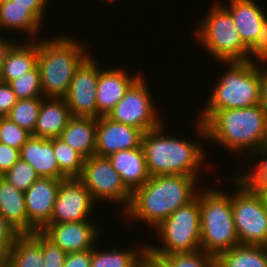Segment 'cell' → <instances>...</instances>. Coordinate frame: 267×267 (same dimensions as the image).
I'll return each instance as SVG.
<instances>
[{
  "label": "cell",
  "mask_w": 267,
  "mask_h": 267,
  "mask_svg": "<svg viewBox=\"0 0 267 267\" xmlns=\"http://www.w3.org/2000/svg\"><path fill=\"white\" fill-rule=\"evenodd\" d=\"M195 125L202 140H211L234 154L248 150L246 155L252 158L255 151L267 146V109L262 104L228 110H202Z\"/></svg>",
  "instance_id": "1"
},
{
  "label": "cell",
  "mask_w": 267,
  "mask_h": 267,
  "mask_svg": "<svg viewBox=\"0 0 267 267\" xmlns=\"http://www.w3.org/2000/svg\"><path fill=\"white\" fill-rule=\"evenodd\" d=\"M199 177L158 175L150 178L132 193L126 219L142 221L153 228L168 218L179 207L192 201L201 187Z\"/></svg>",
  "instance_id": "2"
},
{
  "label": "cell",
  "mask_w": 267,
  "mask_h": 267,
  "mask_svg": "<svg viewBox=\"0 0 267 267\" xmlns=\"http://www.w3.org/2000/svg\"><path fill=\"white\" fill-rule=\"evenodd\" d=\"M163 126V127H162ZM164 133V125L143 133L141 146L150 176L185 175L199 177L206 154L195 141ZM203 164V165H202Z\"/></svg>",
  "instance_id": "3"
},
{
  "label": "cell",
  "mask_w": 267,
  "mask_h": 267,
  "mask_svg": "<svg viewBox=\"0 0 267 267\" xmlns=\"http://www.w3.org/2000/svg\"><path fill=\"white\" fill-rule=\"evenodd\" d=\"M86 49L66 35L38 40L37 66L45 98H65L76 69L90 55Z\"/></svg>",
  "instance_id": "4"
},
{
  "label": "cell",
  "mask_w": 267,
  "mask_h": 267,
  "mask_svg": "<svg viewBox=\"0 0 267 267\" xmlns=\"http://www.w3.org/2000/svg\"><path fill=\"white\" fill-rule=\"evenodd\" d=\"M201 250L217 256L238 245L233 213L232 194L217 188L199 191Z\"/></svg>",
  "instance_id": "5"
},
{
  "label": "cell",
  "mask_w": 267,
  "mask_h": 267,
  "mask_svg": "<svg viewBox=\"0 0 267 267\" xmlns=\"http://www.w3.org/2000/svg\"><path fill=\"white\" fill-rule=\"evenodd\" d=\"M221 63L228 67L216 80L203 110H228L261 104L259 64L249 60Z\"/></svg>",
  "instance_id": "6"
},
{
  "label": "cell",
  "mask_w": 267,
  "mask_h": 267,
  "mask_svg": "<svg viewBox=\"0 0 267 267\" xmlns=\"http://www.w3.org/2000/svg\"><path fill=\"white\" fill-rule=\"evenodd\" d=\"M195 29V37L216 61H248V47L242 42L229 11L216 2Z\"/></svg>",
  "instance_id": "7"
},
{
  "label": "cell",
  "mask_w": 267,
  "mask_h": 267,
  "mask_svg": "<svg viewBox=\"0 0 267 267\" xmlns=\"http://www.w3.org/2000/svg\"><path fill=\"white\" fill-rule=\"evenodd\" d=\"M154 229L163 246L146 244L147 250L153 255L160 257L201 250L199 191L192 201L179 207Z\"/></svg>",
  "instance_id": "8"
},
{
  "label": "cell",
  "mask_w": 267,
  "mask_h": 267,
  "mask_svg": "<svg viewBox=\"0 0 267 267\" xmlns=\"http://www.w3.org/2000/svg\"><path fill=\"white\" fill-rule=\"evenodd\" d=\"M232 213L240 245L267 246V212L260 196L236 175Z\"/></svg>",
  "instance_id": "9"
},
{
  "label": "cell",
  "mask_w": 267,
  "mask_h": 267,
  "mask_svg": "<svg viewBox=\"0 0 267 267\" xmlns=\"http://www.w3.org/2000/svg\"><path fill=\"white\" fill-rule=\"evenodd\" d=\"M78 179L89 190L95 203H118L124 207V211L129 207L132 193L107 157L94 154L86 158Z\"/></svg>",
  "instance_id": "10"
},
{
  "label": "cell",
  "mask_w": 267,
  "mask_h": 267,
  "mask_svg": "<svg viewBox=\"0 0 267 267\" xmlns=\"http://www.w3.org/2000/svg\"><path fill=\"white\" fill-rule=\"evenodd\" d=\"M142 76L130 86L107 117L115 122L136 127L145 133L158 128L162 124V119L152 101L146 79Z\"/></svg>",
  "instance_id": "11"
},
{
  "label": "cell",
  "mask_w": 267,
  "mask_h": 267,
  "mask_svg": "<svg viewBox=\"0 0 267 267\" xmlns=\"http://www.w3.org/2000/svg\"><path fill=\"white\" fill-rule=\"evenodd\" d=\"M91 55L76 69L64 98L74 117L97 119L96 91L100 65Z\"/></svg>",
  "instance_id": "12"
},
{
  "label": "cell",
  "mask_w": 267,
  "mask_h": 267,
  "mask_svg": "<svg viewBox=\"0 0 267 267\" xmlns=\"http://www.w3.org/2000/svg\"><path fill=\"white\" fill-rule=\"evenodd\" d=\"M94 200L89 190L78 178L61 180L50 223L90 221ZM92 211V212H91Z\"/></svg>",
  "instance_id": "13"
},
{
  "label": "cell",
  "mask_w": 267,
  "mask_h": 267,
  "mask_svg": "<svg viewBox=\"0 0 267 267\" xmlns=\"http://www.w3.org/2000/svg\"><path fill=\"white\" fill-rule=\"evenodd\" d=\"M63 179L39 177L25 192L27 234L50 223L56 195Z\"/></svg>",
  "instance_id": "14"
},
{
  "label": "cell",
  "mask_w": 267,
  "mask_h": 267,
  "mask_svg": "<svg viewBox=\"0 0 267 267\" xmlns=\"http://www.w3.org/2000/svg\"><path fill=\"white\" fill-rule=\"evenodd\" d=\"M98 226L90 221L49 223L40 232L65 253L90 250L100 235Z\"/></svg>",
  "instance_id": "15"
},
{
  "label": "cell",
  "mask_w": 267,
  "mask_h": 267,
  "mask_svg": "<svg viewBox=\"0 0 267 267\" xmlns=\"http://www.w3.org/2000/svg\"><path fill=\"white\" fill-rule=\"evenodd\" d=\"M142 136L143 132L136 127L100 116L96 126L95 155L108 157L117 151L140 147Z\"/></svg>",
  "instance_id": "16"
},
{
  "label": "cell",
  "mask_w": 267,
  "mask_h": 267,
  "mask_svg": "<svg viewBox=\"0 0 267 267\" xmlns=\"http://www.w3.org/2000/svg\"><path fill=\"white\" fill-rule=\"evenodd\" d=\"M142 73L129 75L121 68L102 69L97 82V119L107 116Z\"/></svg>",
  "instance_id": "17"
},
{
  "label": "cell",
  "mask_w": 267,
  "mask_h": 267,
  "mask_svg": "<svg viewBox=\"0 0 267 267\" xmlns=\"http://www.w3.org/2000/svg\"><path fill=\"white\" fill-rule=\"evenodd\" d=\"M224 7L231 14L242 42L249 47L259 36L267 12L255 0H229Z\"/></svg>",
  "instance_id": "18"
},
{
  "label": "cell",
  "mask_w": 267,
  "mask_h": 267,
  "mask_svg": "<svg viewBox=\"0 0 267 267\" xmlns=\"http://www.w3.org/2000/svg\"><path fill=\"white\" fill-rule=\"evenodd\" d=\"M107 158L131 193L142 187L150 178L142 146L117 151Z\"/></svg>",
  "instance_id": "19"
},
{
  "label": "cell",
  "mask_w": 267,
  "mask_h": 267,
  "mask_svg": "<svg viewBox=\"0 0 267 267\" xmlns=\"http://www.w3.org/2000/svg\"><path fill=\"white\" fill-rule=\"evenodd\" d=\"M20 159L29 163L39 177L66 179L53 152V139L30 136L20 149Z\"/></svg>",
  "instance_id": "20"
},
{
  "label": "cell",
  "mask_w": 267,
  "mask_h": 267,
  "mask_svg": "<svg viewBox=\"0 0 267 267\" xmlns=\"http://www.w3.org/2000/svg\"><path fill=\"white\" fill-rule=\"evenodd\" d=\"M73 116L63 98H43L32 136L42 139L60 137Z\"/></svg>",
  "instance_id": "21"
},
{
  "label": "cell",
  "mask_w": 267,
  "mask_h": 267,
  "mask_svg": "<svg viewBox=\"0 0 267 267\" xmlns=\"http://www.w3.org/2000/svg\"><path fill=\"white\" fill-rule=\"evenodd\" d=\"M15 43L6 54L0 70V81H10L27 74L37 66L38 40H28L24 44Z\"/></svg>",
  "instance_id": "22"
},
{
  "label": "cell",
  "mask_w": 267,
  "mask_h": 267,
  "mask_svg": "<svg viewBox=\"0 0 267 267\" xmlns=\"http://www.w3.org/2000/svg\"><path fill=\"white\" fill-rule=\"evenodd\" d=\"M97 119L72 117L60 137L85 159L95 154Z\"/></svg>",
  "instance_id": "23"
},
{
  "label": "cell",
  "mask_w": 267,
  "mask_h": 267,
  "mask_svg": "<svg viewBox=\"0 0 267 267\" xmlns=\"http://www.w3.org/2000/svg\"><path fill=\"white\" fill-rule=\"evenodd\" d=\"M0 214L20 233L27 234L25 195L3 177L0 179Z\"/></svg>",
  "instance_id": "24"
},
{
  "label": "cell",
  "mask_w": 267,
  "mask_h": 267,
  "mask_svg": "<svg viewBox=\"0 0 267 267\" xmlns=\"http://www.w3.org/2000/svg\"><path fill=\"white\" fill-rule=\"evenodd\" d=\"M10 267H44L42 233L20 234L7 255Z\"/></svg>",
  "instance_id": "25"
},
{
  "label": "cell",
  "mask_w": 267,
  "mask_h": 267,
  "mask_svg": "<svg viewBox=\"0 0 267 267\" xmlns=\"http://www.w3.org/2000/svg\"><path fill=\"white\" fill-rule=\"evenodd\" d=\"M42 26L43 23L26 6L15 4L11 0L0 4V31L2 28L17 30L31 36L29 40H36Z\"/></svg>",
  "instance_id": "26"
},
{
  "label": "cell",
  "mask_w": 267,
  "mask_h": 267,
  "mask_svg": "<svg viewBox=\"0 0 267 267\" xmlns=\"http://www.w3.org/2000/svg\"><path fill=\"white\" fill-rule=\"evenodd\" d=\"M215 258L217 267H267V246L238 245Z\"/></svg>",
  "instance_id": "27"
},
{
  "label": "cell",
  "mask_w": 267,
  "mask_h": 267,
  "mask_svg": "<svg viewBox=\"0 0 267 267\" xmlns=\"http://www.w3.org/2000/svg\"><path fill=\"white\" fill-rule=\"evenodd\" d=\"M135 249H121L114 247L109 250L91 249L90 267H138L142 254L147 250L146 245L139 244Z\"/></svg>",
  "instance_id": "28"
},
{
  "label": "cell",
  "mask_w": 267,
  "mask_h": 267,
  "mask_svg": "<svg viewBox=\"0 0 267 267\" xmlns=\"http://www.w3.org/2000/svg\"><path fill=\"white\" fill-rule=\"evenodd\" d=\"M53 152L60 172L66 178H78L81 175L85 158L61 138H53Z\"/></svg>",
  "instance_id": "29"
},
{
  "label": "cell",
  "mask_w": 267,
  "mask_h": 267,
  "mask_svg": "<svg viewBox=\"0 0 267 267\" xmlns=\"http://www.w3.org/2000/svg\"><path fill=\"white\" fill-rule=\"evenodd\" d=\"M43 98L18 99L6 117L32 135Z\"/></svg>",
  "instance_id": "30"
},
{
  "label": "cell",
  "mask_w": 267,
  "mask_h": 267,
  "mask_svg": "<svg viewBox=\"0 0 267 267\" xmlns=\"http://www.w3.org/2000/svg\"><path fill=\"white\" fill-rule=\"evenodd\" d=\"M18 99L44 97L38 66L8 83Z\"/></svg>",
  "instance_id": "31"
},
{
  "label": "cell",
  "mask_w": 267,
  "mask_h": 267,
  "mask_svg": "<svg viewBox=\"0 0 267 267\" xmlns=\"http://www.w3.org/2000/svg\"><path fill=\"white\" fill-rule=\"evenodd\" d=\"M169 267H217L216 258L199 250L191 253H174L160 256Z\"/></svg>",
  "instance_id": "32"
},
{
  "label": "cell",
  "mask_w": 267,
  "mask_h": 267,
  "mask_svg": "<svg viewBox=\"0 0 267 267\" xmlns=\"http://www.w3.org/2000/svg\"><path fill=\"white\" fill-rule=\"evenodd\" d=\"M252 155L258 158L263 156V160L261 159L254 164L253 169L249 168L247 172L243 170V172H240L241 174L238 173L236 176L250 189H267V146L260 148Z\"/></svg>",
  "instance_id": "33"
},
{
  "label": "cell",
  "mask_w": 267,
  "mask_h": 267,
  "mask_svg": "<svg viewBox=\"0 0 267 267\" xmlns=\"http://www.w3.org/2000/svg\"><path fill=\"white\" fill-rule=\"evenodd\" d=\"M2 177L23 192L39 178L33 167L22 159H19Z\"/></svg>",
  "instance_id": "34"
},
{
  "label": "cell",
  "mask_w": 267,
  "mask_h": 267,
  "mask_svg": "<svg viewBox=\"0 0 267 267\" xmlns=\"http://www.w3.org/2000/svg\"><path fill=\"white\" fill-rule=\"evenodd\" d=\"M31 134L19 127L15 122L7 117L2 118L0 126V143L20 150Z\"/></svg>",
  "instance_id": "35"
},
{
  "label": "cell",
  "mask_w": 267,
  "mask_h": 267,
  "mask_svg": "<svg viewBox=\"0 0 267 267\" xmlns=\"http://www.w3.org/2000/svg\"><path fill=\"white\" fill-rule=\"evenodd\" d=\"M43 266L63 267L67 253L42 234Z\"/></svg>",
  "instance_id": "36"
},
{
  "label": "cell",
  "mask_w": 267,
  "mask_h": 267,
  "mask_svg": "<svg viewBox=\"0 0 267 267\" xmlns=\"http://www.w3.org/2000/svg\"><path fill=\"white\" fill-rule=\"evenodd\" d=\"M254 56L256 58L255 62H259L260 65L262 62L267 64V19L262 24L259 36L248 47L249 61H253Z\"/></svg>",
  "instance_id": "37"
},
{
  "label": "cell",
  "mask_w": 267,
  "mask_h": 267,
  "mask_svg": "<svg viewBox=\"0 0 267 267\" xmlns=\"http://www.w3.org/2000/svg\"><path fill=\"white\" fill-rule=\"evenodd\" d=\"M20 233L0 214V259L7 258L10 247Z\"/></svg>",
  "instance_id": "38"
},
{
  "label": "cell",
  "mask_w": 267,
  "mask_h": 267,
  "mask_svg": "<svg viewBox=\"0 0 267 267\" xmlns=\"http://www.w3.org/2000/svg\"><path fill=\"white\" fill-rule=\"evenodd\" d=\"M20 159V150L0 143V173L4 175Z\"/></svg>",
  "instance_id": "39"
},
{
  "label": "cell",
  "mask_w": 267,
  "mask_h": 267,
  "mask_svg": "<svg viewBox=\"0 0 267 267\" xmlns=\"http://www.w3.org/2000/svg\"><path fill=\"white\" fill-rule=\"evenodd\" d=\"M17 100L10 85L0 81V115L6 117Z\"/></svg>",
  "instance_id": "40"
},
{
  "label": "cell",
  "mask_w": 267,
  "mask_h": 267,
  "mask_svg": "<svg viewBox=\"0 0 267 267\" xmlns=\"http://www.w3.org/2000/svg\"><path fill=\"white\" fill-rule=\"evenodd\" d=\"M91 249L67 253L63 267H90Z\"/></svg>",
  "instance_id": "41"
},
{
  "label": "cell",
  "mask_w": 267,
  "mask_h": 267,
  "mask_svg": "<svg viewBox=\"0 0 267 267\" xmlns=\"http://www.w3.org/2000/svg\"><path fill=\"white\" fill-rule=\"evenodd\" d=\"M15 4H20L26 6V8L31 11L42 23L46 11V5L48 0H11Z\"/></svg>",
  "instance_id": "42"
},
{
  "label": "cell",
  "mask_w": 267,
  "mask_h": 267,
  "mask_svg": "<svg viewBox=\"0 0 267 267\" xmlns=\"http://www.w3.org/2000/svg\"><path fill=\"white\" fill-rule=\"evenodd\" d=\"M138 267H169L168 264L156 255L146 250L140 257Z\"/></svg>",
  "instance_id": "43"
},
{
  "label": "cell",
  "mask_w": 267,
  "mask_h": 267,
  "mask_svg": "<svg viewBox=\"0 0 267 267\" xmlns=\"http://www.w3.org/2000/svg\"><path fill=\"white\" fill-rule=\"evenodd\" d=\"M259 78H260V101L261 104L267 109V68L259 65Z\"/></svg>",
  "instance_id": "44"
},
{
  "label": "cell",
  "mask_w": 267,
  "mask_h": 267,
  "mask_svg": "<svg viewBox=\"0 0 267 267\" xmlns=\"http://www.w3.org/2000/svg\"><path fill=\"white\" fill-rule=\"evenodd\" d=\"M16 43V40L8 39V38H3L0 35V70L2 67V64L5 60L6 54L8 51L11 49V47Z\"/></svg>",
  "instance_id": "45"
},
{
  "label": "cell",
  "mask_w": 267,
  "mask_h": 267,
  "mask_svg": "<svg viewBox=\"0 0 267 267\" xmlns=\"http://www.w3.org/2000/svg\"><path fill=\"white\" fill-rule=\"evenodd\" d=\"M255 192H257V194L260 196L263 205L265 207V211L267 212V189H251Z\"/></svg>",
  "instance_id": "46"
},
{
  "label": "cell",
  "mask_w": 267,
  "mask_h": 267,
  "mask_svg": "<svg viewBox=\"0 0 267 267\" xmlns=\"http://www.w3.org/2000/svg\"><path fill=\"white\" fill-rule=\"evenodd\" d=\"M0 267H10L7 258H1L0 259Z\"/></svg>",
  "instance_id": "47"
},
{
  "label": "cell",
  "mask_w": 267,
  "mask_h": 267,
  "mask_svg": "<svg viewBox=\"0 0 267 267\" xmlns=\"http://www.w3.org/2000/svg\"><path fill=\"white\" fill-rule=\"evenodd\" d=\"M4 116H1L0 115V126H1V123H2V118H3Z\"/></svg>",
  "instance_id": "48"
},
{
  "label": "cell",
  "mask_w": 267,
  "mask_h": 267,
  "mask_svg": "<svg viewBox=\"0 0 267 267\" xmlns=\"http://www.w3.org/2000/svg\"><path fill=\"white\" fill-rule=\"evenodd\" d=\"M6 1H8V0H0V4H1V3H4V2H6Z\"/></svg>",
  "instance_id": "49"
}]
</instances>
